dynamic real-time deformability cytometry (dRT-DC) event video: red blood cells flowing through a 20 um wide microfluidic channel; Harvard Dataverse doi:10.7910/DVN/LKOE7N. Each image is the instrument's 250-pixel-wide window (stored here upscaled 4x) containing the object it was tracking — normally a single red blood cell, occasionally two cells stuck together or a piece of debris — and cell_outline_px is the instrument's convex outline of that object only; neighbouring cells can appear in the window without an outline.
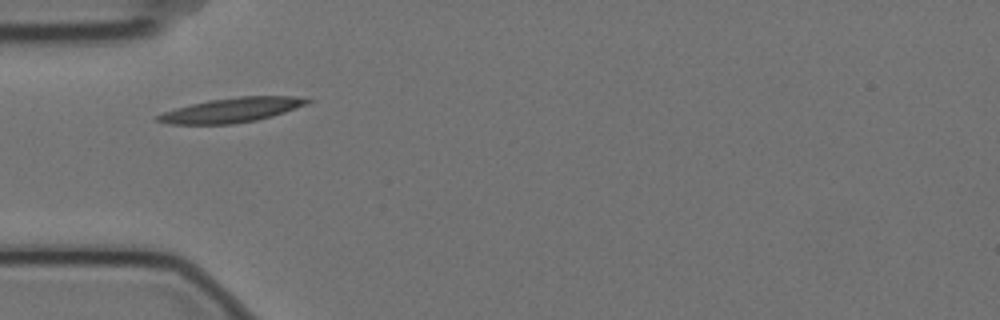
{"species": "Egyptian fruit bat (a non-hibernating species)", "species_latin": "Rousettus aegyptiacus", "temperature_condition": "cold", "stored_images_in_passage": 2, "camera_frame_rate_fps": 3000, "um_per_image_px": 0.085, "animal": {"sex": "female"}, "frame": {"image": 1, "passage_image": 1, "time_ms": 0.0, "image_size_px": [1000, 320], "cell_outline_px": [[312, 100], [308, 104], [272, 116], [256, 120], [232, 124], [168, 124], [156, 120], [156, 116], [164, 112], [176, 108], [208, 100], [240, 96], [296, 96]], "centroid_in_image_um": [19.7, 9.35], "position_along_channel_um": 65.3, "area_um2": 21.27}}
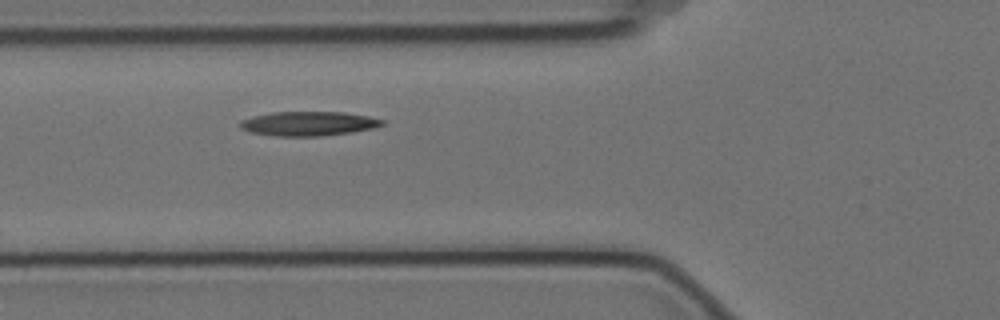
{"frame": {"image": 2, "passage_image": 2, "time_ms": 0.333, "image_size_px": [1000, 320], "cell_outline_px": [[384, 124], [376, 128], [352, 132], [320, 136], [276, 136], [252, 132], [240, 128], [240, 120], [252, 116], [272, 112], [344, 112], [368, 116], [384, 120]], "centroid_in_image_um": [26.24, 10.5], "position_along_channel_um": 99.6, "area_um2": 20.17}}